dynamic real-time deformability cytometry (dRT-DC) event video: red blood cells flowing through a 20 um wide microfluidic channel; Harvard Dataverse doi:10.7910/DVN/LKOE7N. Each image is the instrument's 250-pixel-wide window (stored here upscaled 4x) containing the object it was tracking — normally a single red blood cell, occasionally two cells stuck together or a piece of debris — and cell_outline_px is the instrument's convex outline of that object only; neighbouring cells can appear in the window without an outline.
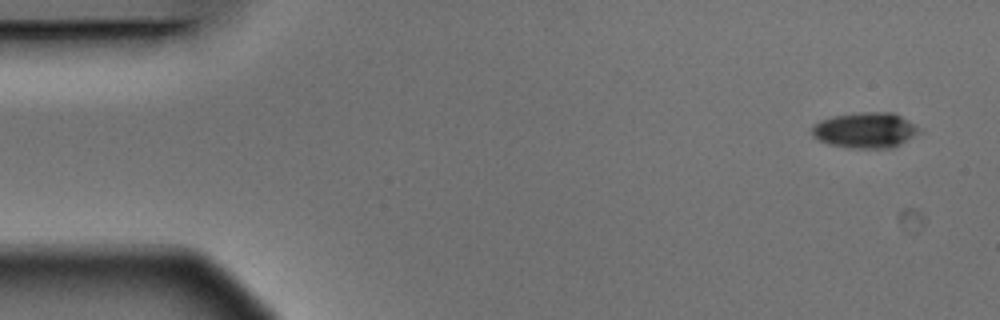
{"species": "Egyptian fruit bat (a non-hibernating species)", "species_latin": "Rousettus aegyptiacus", "temperature_condition": "warm", "stored_images_in_passage": 7, "camera_frame_rate_fps": 3000, "um_per_image_px": 0.085, "animal": {"sex": "male"}, "frame": {"image": 1, "passage_image": 1, "time_ms": 0.0, "image_size_px": [1000, 320], "cell_outline_px": [[916, 132], [900, 144], [892, 148], [856, 148], [828, 144], [812, 136], [812, 128], [820, 120], [832, 116], [860, 112], [892, 112], [900, 116], [912, 124], [916, 128]], "centroid_in_image_um": [73.46, 11.06], "position_along_channel_um": 11.5, "area_um2": 21.62}}
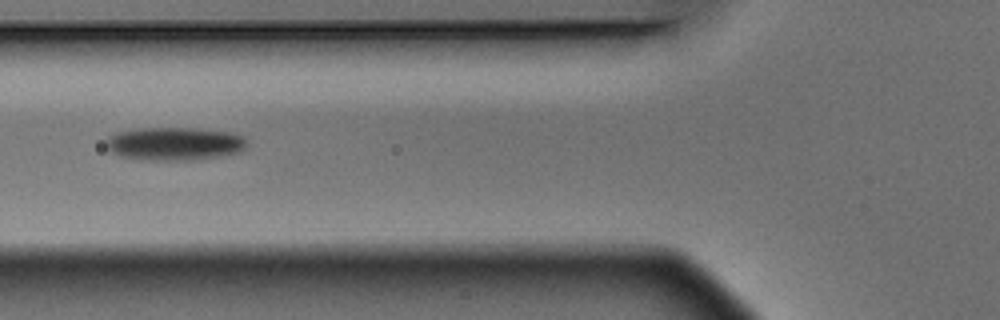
{"frame": {"image": 2, "passage_image": 6, "time_ms": 1.667, "image_size_px": [1000, 320], "cell_outline_px": [[248, 144], [240, 152], [228, 156], [196, 160], [148, 160], [120, 156], [112, 152], [104, 144], [108, 136], [120, 132], [140, 128], [200, 128], [232, 132], [244, 136]], "centroid_in_image_um": [14.91, 12.22], "position_along_channel_um": 110.9, "area_um2": 27.69}}
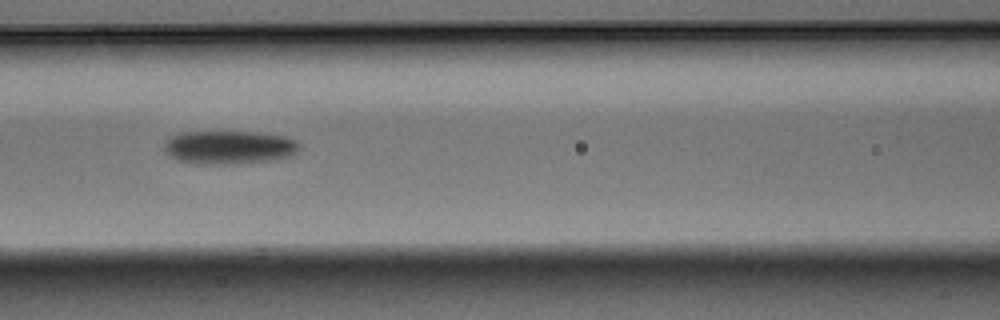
{"frame": {"image": 3, "passage_image": 7, "time_ms": 2.0, "image_size_px": [1000, 320], "cell_outline_px": [[300, 148], [292, 156], [268, 160], [236, 164], [196, 164], [176, 160], [168, 156], [164, 152], [164, 140], [168, 136], [180, 132], [260, 132], [284, 136], [296, 140], [300, 144]], "centroid_in_image_um": [19.41, 12.52], "position_along_channel_um": 147.2, "area_um2": 26.82}}